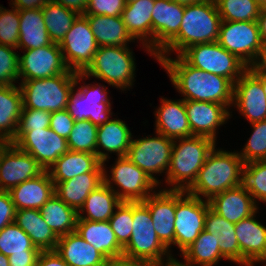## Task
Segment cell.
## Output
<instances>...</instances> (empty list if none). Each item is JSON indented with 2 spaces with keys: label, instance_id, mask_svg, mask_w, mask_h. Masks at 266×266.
<instances>
[{
  "label": "cell",
  "instance_id": "cell-49",
  "mask_svg": "<svg viewBox=\"0 0 266 266\" xmlns=\"http://www.w3.org/2000/svg\"><path fill=\"white\" fill-rule=\"evenodd\" d=\"M219 248L225 260L242 266H252L240 253L236 232H226L219 236Z\"/></svg>",
  "mask_w": 266,
  "mask_h": 266
},
{
  "label": "cell",
  "instance_id": "cell-60",
  "mask_svg": "<svg viewBox=\"0 0 266 266\" xmlns=\"http://www.w3.org/2000/svg\"><path fill=\"white\" fill-rule=\"evenodd\" d=\"M257 22L261 40L266 42V6L261 7Z\"/></svg>",
  "mask_w": 266,
  "mask_h": 266
},
{
  "label": "cell",
  "instance_id": "cell-15",
  "mask_svg": "<svg viewBox=\"0 0 266 266\" xmlns=\"http://www.w3.org/2000/svg\"><path fill=\"white\" fill-rule=\"evenodd\" d=\"M65 72L74 71L68 68L58 43L28 49L19 55V80L44 79Z\"/></svg>",
  "mask_w": 266,
  "mask_h": 266
},
{
  "label": "cell",
  "instance_id": "cell-30",
  "mask_svg": "<svg viewBox=\"0 0 266 266\" xmlns=\"http://www.w3.org/2000/svg\"><path fill=\"white\" fill-rule=\"evenodd\" d=\"M75 231L107 259L123 254V247L118 243L109 221L93 222L78 218Z\"/></svg>",
  "mask_w": 266,
  "mask_h": 266
},
{
  "label": "cell",
  "instance_id": "cell-50",
  "mask_svg": "<svg viewBox=\"0 0 266 266\" xmlns=\"http://www.w3.org/2000/svg\"><path fill=\"white\" fill-rule=\"evenodd\" d=\"M125 6L124 0H88L83 15L121 16Z\"/></svg>",
  "mask_w": 266,
  "mask_h": 266
},
{
  "label": "cell",
  "instance_id": "cell-39",
  "mask_svg": "<svg viewBox=\"0 0 266 266\" xmlns=\"http://www.w3.org/2000/svg\"><path fill=\"white\" fill-rule=\"evenodd\" d=\"M42 13L50 39L52 42L58 44L80 15L78 12L52 1L42 8Z\"/></svg>",
  "mask_w": 266,
  "mask_h": 266
},
{
  "label": "cell",
  "instance_id": "cell-55",
  "mask_svg": "<svg viewBox=\"0 0 266 266\" xmlns=\"http://www.w3.org/2000/svg\"><path fill=\"white\" fill-rule=\"evenodd\" d=\"M41 251H25V253L8 256L10 266H36Z\"/></svg>",
  "mask_w": 266,
  "mask_h": 266
},
{
  "label": "cell",
  "instance_id": "cell-5",
  "mask_svg": "<svg viewBox=\"0 0 266 266\" xmlns=\"http://www.w3.org/2000/svg\"><path fill=\"white\" fill-rule=\"evenodd\" d=\"M82 79L83 72H65L44 79L21 80L23 109L49 112L67 109L70 94Z\"/></svg>",
  "mask_w": 266,
  "mask_h": 266
},
{
  "label": "cell",
  "instance_id": "cell-53",
  "mask_svg": "<svg viewBox=\"0 0 266 266\" xmlns=\"http://www.w3.org/2000/svg\"><path fill=\"white\" fill-rule=\"evenodd\" d=\"M16 208L9 191L0 190V231L15 222Z\"/></svg>",
  "mask_w": 266,
  "mask_h": 266
},
{
  "label": "cell",
  "instance_id": "cell-4",
  "mask_svg": "<svg viewBox=\"0 0 266 266\" xmlns=\"http://www.w3.org/2000/svg\"><path fill=\"white\" fill-rule=\"evenodd\" d=\"M214 147L216 141L204 136L174 140L170 165L165 174V182L172 187L170 190L187 191Z\"/></svg>",
  "mask_w": 266,
  "mask_h": 266
},
{
  "label": "cell",
  "instance_id": "cell-44",
  "mask_svg": "<svg viewBox=\"0 0 266 266\" xmlns=\"http://www.w3.org/2000/svg\"><path fill=\"white\" fill-rule=\"evenodd\" d=\"M250 124L253 133L245 147L238 152L244 163L266 160V119Z\"/></svg>",
  "mask_w": 266,
  "mask_h": 266
},
{
  "label": "cell",
  "instance_id": "cell-3",
  "mask_svg": "<svg viewBox=\"0 0 266 266\" xmlns=\"http://www.w3.org/2000/svg\"><path fill=\"white\" fill-rule=\"evenodd\" d=\"M244 164L239 153L214 147L199 170L196 181L186 192L194 197H206L204 199L208 201L225 190L243 184Z\"/></svg>",
  "mask_w": 266,
  "mask_h": 266
},
{
  "label": "cell",
  "instance_id": "cell-36",
  "mask_svg": "<svg viewBox=\"0 0 266 266\" xmlns=\"http://www.w3.org/2000/svg\"><path fill=\"white\" fill-rule=\"evenodd\" d=\"M121 202L116 193L103 182L86 198L78 211V218L93 222L109 221ZM84 213L85 216L82 215Z\"/></svg>",
  "mask_w": 266,
  "mask_h": 266
},
{
  "label": "cell",
  "instance_id": "cell-62",
  "mask_svg": "<svg viewBox=\"0 0 266 266\" xmlns=\"http://www.w3.org/2000/svg\"><path fill=\"white\" fill-rule=\"evenodd\" d=\"M158 266H186V265L176 260V258H173L172 260L168 262L159 263Z\"/></svg>",
  "mask_w": 266,
  "mask_h": 266
},
{
  "label": "cell",
  "instance_id": "cell-43",
  "mask_svg": "<svg viewBox=\"0 0 266 266\" xmlns=\"http://www.w3.org/2000/svg\"><path fill=\"white\" fill-rule=\"evenodd\" d=\"M243 185L256 203L257 200L266 203V160L244 164Z\"/></svg>",
  "mask_w": 266,
  "mask_h": 266
},
{
  "label": "cell",
  "instance_id": "cell-46",
  "mask_svg": "<svg viewBox=\"0 0 266 266\" xmlns=\"http://www.w3.org/2000/svg\"><path fill=\"white\" fill-rule=\"evenodd\" d=\"M0 7V44L13 48L18 47L20 18L15 7Z\"/></svg>",
  "mask_w": 266,
  "mask_h": 266
},
{
  "label": "cell",
  "instance_id": "cell-27",
  "mask_svg": "<svg viewBox=\"0 0 266 266\" xmlns=\"http://www.w3.org/2000/svg\"><path fill=\"white\" fill-rule=\"evenodd\" d=\"M155 0H137L127 4L121 17L131 37L142 42L148 53L152 54V10Z\"/></svg>",
  "mask_w": 266,
  "mask_h": 266
},
{
  "label": "cell",
  "instance_id": "cell-52",
  "mask_svg": "<svg viewBox=\"0 0 266 266\" xmlns=\"http://www.w3.org/2000/svg\"><path fill=\"white\" fill-rule=\"evenodd\" d=\"M74 123L75 120L71 117L67 109L51 112L49 128L65 139L69 137Z\"/></svg>",
  "mask_w": 266,
  "mask_h": 266
},
{
  "label": "cell",
  "instance_id": "cell-21",
  "mask_svg": "<svg viewBox=\"0 0 266 266\" xmlns=\"http://www.w3.org/2000/svg\"><path fill=\"white\" fill-rule=\"evenodd\" d=\"M184 104L192 135L217 140L216 130L230 119L229 109L207 101L184 100Z\"/></svg>",
  "mask_w": 266,
  "mask_h": 266
},
{
  "label": "cell",
  "instance_id": "cell-9",
  "mask_svg": "<svg viewBox=\"0 0 266 266\" xmlns=\"http://www.w3.org/2000/svg\"><path fill=\"white\" fill-rule=\"evenodd\" d=\"M105 169L104 166V183L116 193L122 202H142L154 193L155 187L158 186L126 156L117 158L110 171L112 175H107ZM113 184L117 185L121 191L114 189Z\"/></svg>",
  "mask_w": 266,
  "mask_h": 266
},
{
  "label": "cell",
  "instance_id": "cell-2",
  "mask_svg": "<svg viewBox=\"0 0 266 266\" xmlns=\"http://www.w3.org/2000/svg\"><path fill=\"white\" fill-rule=\"evenodd\" d=\"M221 21L215 0L185 5L178 35L156 57H168L173 51L180 55L189 46L216 42Z\"/></svg>",
  "mask_w": 266,
  "mask_h": 266
},
{
  "label": "cell",
  "instance_id": "cell-58",
  "mask_svg": "<svg viewBox=\"0 0 266 266\" xmlns=\"http://www.w3.org/2000/svg\"><path fill=\"white\" fill-rule=\"evenodd\" d=\"M52 2L61 4L62 6L72 9L79 14H84L88 6V0H52Z\"/></svg>",
  "mask_w": 266,
  "mask_h": 266
},
{
  "label": "cell",
  "instance_id": "cell-65",
  "mask_svg": "<svg viewBox=\"0 0 266 266\" xmlns=\"http://www.w3.org/2000/svg\"><path fill=\"white\" fill-rule=\"evenodd\" d=\"M7 143H8V142H6V141L0 140V152H1V149H2Z\"/></svg>",
  "mask_w": 266,
  "mask_h": 266
},
{
  "label": "cell",
  "instance_id": "cell-20",
  "mask_svg": "<svg viewBox=\"0 0 266 266\" xmlns=\"http://www.w3.org/2000/svg\"><path fill=\"white\" fill-rule=\"evenodd\" d=\"M142 202L149 208L159 240L171 252V245H175L176 190L155 191Z\"/></svg>",
  "mask_w": 266,
  "mask_h": 266
},
{
  "label": "cell",
  "instance_id": "cell-17",
  "mask_svg": "<svg viewBox=\"0 0 266 266\" xmlns=\"http://www.w3.org/2000/svg\"><path fill=\"white\" fill-rule=\"evenodd\" d=\"M44 168L28 153L7 143L0 152V190L10 191L20 183L38 177Z\"/></svg>",
  "mask_w": 266,
  "mask_h": 266
},
{
  "label": "cell",
  "instance_id": "cell-34",
  "mask_svg": "<svg viewBox=\"0 0 266 266\" xmlns=\"http://www.w3.org/2000/svg\"><path fill=\"white\" fill-rule=\"evenodd\" d=\"M99 47L127 46L135 42L127 32L121 16L84 15Z\"/></svg>",
  "mask_w": 266,
  "mask_h": 266
},
{
  "label": "cell",
  "instance_id": "cell-45",
  "mask_svg": "<svg viewBox=\"0 0 266 266\" xmlns=\"http://www.w3.org/2000/svg\"><path fill=\"white\" fill-rule=\"evenodd\" d=\"M109 223L118 243L124 248L128 244L133 230V202H121L109 218Z\"/></svg>",
  "mask_w": 266,
  "mask_h": 266
},
{
  "label": "cell",
  "instance_id": "cell-28",
  "mask_svg": "<svg viewBox=\"0 0 266 266\" xmlns=\"http://www.w3.org/2000/svg\"><path fill=\"white\" fill-rule=\"evenodd\" d=\"M54 185L88 172H104L96 154L68 150L47 170Z\"/></svg>",
  "mask_w": 266,
  "mask_h": 266
},
{
  "label": "cell",
  "instance_id": "cell-1",
  "mask_svg": "<svg viewBox=\"0 0 266 266\" xmlns=\"http://www.w3.org/2000/svg\"><path fill=\"white\" fill-rule=\"evenodd\" d=\"M166 69L168 76L184 100L207 101L225 105L233 104L234 84L220 75L208 73L189 65L180 55L155 57Z\"/></svg>",
  "mask_w": 266,
  "mask_h": 266
},
{
  "label": "cell",
  "instance_id": "cell-61",
  "mask_svg": "<svg viewBox=\"0 0 266 266\" xmlns=\"http://www.w3.org/2000/svg\"><path fill=\"white\" fill-rule=\"evenodd\" d=\"M260 81L266 95V74L262 72H252Z\"/></svg>",
  "mask_w": 266,
  "mask_h": 266
},
{
  "label": "cell",
  "instance_id": "cell-63",
  "mask_svg": "<svg viewBox=\"0 0 266 266\" xmlns=\"http://www.w3.org/2000/svg\"><path fill=\"white\" fill-rule=\"evenodd\" d=\"M172 2L179 3L182 5H190V4H196L200 3L206 0H171Z\"/></svg>",
  "mask_w": 266,
  "mask_h": 266
},
{
  "label": "cell",
  "instance_id": "cell-32",
  "mask_svg": "<svg viewBox=\"0 0 266 266\" xmlns=\"http://www.w3.org/2000/svg\"><path fill=\"white\" fill-rule=\"evenodd\" d=\"M15 223L40 251H54L58 237L43 219L39 209L16 210Z\"/></svg>",
  "mask_w": 266,
  "mask_h": 266
},
{
  "label": "cell",
  "instance_id": "cell-7",
  "mask_svg": "<svg viewBox=\"0 0 266 266\" xmlns=\"http://www.w3.org/2000/svg\"><path fill=\"white\" fill-rule=\"evenodd\" d=\"M132 229L131 238L123 248L124 255L158 264L164 263L165 260L168 262L174 258L159 240L149 208L143 202H133ZM165 256L167 259H165Z\"/></svg>",
  "mask_w": 266,
  "mask_h": 266
},
{
  "label": "cell",
  "instance_id": "cell-42",
  "mask_svg": "<svg viewBox=\"0 0 266 266\" xmlns=\"http://www.w3.org/2000/svg\"><path fill=\"white\" fill-rule=\"evenodd\" d=\"M98 127L89 120L75 121L67 138L68 149L75 152L96 154Z\"/></svg>",
  "mask_w": 266,
  "mask_h": 266
},
{
  "label": "cell",
  "instance_id": "cell-13",
  "mask_svg": "<svg viewBox=\"0 0 266 266\" xmlns=\"http://www.w3.org/2000/svg\"><path fill=\"white\" fill-rule=\"evenodd\" d=\"M108 88L100 84L78 86L69 97L67 110L75 121L89 120L92 124L101 126L112 116ZM76 91V92H75Z\"/></svg>",
  "mask_w": 266,
  "mask_h": 266
},
{
  "label": "cell",
  "instance_id": "cell-35",
  "mask_svg": "<svg viewBox=\"0 0 266 266\" xmlns=\"http://www.w3.org/2000/svg\"><path fill=\"white\" fill-rule=\"evenodd\" d=\"M20 18L17 49H37L52 42L46 30L42 9L18 10Z\"/></svg>",
  "mask_w": 266,
  "mask_h": 266
},
{
  "label": "cell",
  "instance_id": "cell-64",
  "mask_svg": "<svg viewBox=\"0 0 266 266\" xmlns=\"http://www.w3.org/2000/svg\"><path fill=\"white\" fill-rule=\"evenodd\" d=\"M0 266H10L8 261V256L0 253Z\"/></svg>",
  "mask_w": 266,
  "mask_h": 266
},
{
  "label": "cell",
  "instance_id": "cell-40",
  "mask_svg": "<svg viewBox=\"0 0 266 266\" xmlns=\"http://www.w3.org/2000/svg\"><path fill=\"white\" fill-rule=\"evenodd\" d=\"M222 21H257L259 0H215Z\"/></svg>",
  "mask_w": 266,
  "mask_h": 266
},
{
  "label": "cell",
  "instance_id": "cell-25",
  "mask_svg": "<svg viewBox=\"0 0 266 266\" xmlns=\"http://www.w3.org/2000/svg\"><path fill=\"white\" fill-rule=\"evenodd\" d=\"M16 210L41 209L55 194V185L45 170L36 178L26 180L9 191Z\"/></svg>",
  "mask_w": 266,
  "mask_h": 266
},
{
  "label": "cell",
  "instance_id": "cell-67",
  "mask_svg": "<svg viewBox=\"0 0 266 266\" xmlns=\"http://www.w3.org/2000/svg\"><path fill=\"white\" fill-rule=\"evenodd\" d=\"M124 1H125L126 5H127V4H130L131 2H134V1H137V0H124Z\"/></svg>",
  "mask_w": 266,
  "mask_h": 266
},
{
  "label": "cell",
  "instance_id": "cell-51",
  "mask_svg": "<svg viewBox=\"0 0 266 266\" xmlns=\"http://www.w3.org/2000/svg\"><path fill=\"white\" fill-rule=\"evenodd\" d=\"M204 230L217 237L221 236L222 233L236 232L235 224L227 221L225 218L214 212L210 207L205 216V227Z\"/></svg>",
  "mask_w": 266,
  "mask_h": 266
},
{
  "label": "cell",
  "instance_id": "cell-33",
  "mask_svg": "<svg viewBox=\"0 0 266 266\" xmlns=\"http://www.w3.org/2000/svg\"><path fill=\"white\" fill-rule=\"evenodd\" d=\"M22 109L20 87L0 85V140L10 142L14 138Z\"/></svg>",
  "mask_w": 266,
  "mask_h": 266
},
{
  "label": "cell",
  "instance_id": "cell-19",
  "mask_svg": "<svg viewBox=\"0 0 266 266\" xmlns=\"http://www.w3.org/2000/svg\"><path fill=\"white\" fill-rule=\"evenodd\" d=\"M233 105L249 123L266 119V95L261 81L249 69L234 83Z\"/></svg>",
  "mask_w": 266,
  "mask_h": 266
},
{
  "label": "cell",
  "instance_id": "cell-8",
  "mask_svg": "<svg viewBox=\"0 0 266 266\" xmlns=\"http://www.w3.org/2000/svg\"><path fill=\"white\" fill-rule=\"evenodd\" d=\"M180 56L192 67L228 78L233 84L248 69L217 41L189 46Z\"/></svg>",
  "mask_w": 266,
  "mask_h": 266
},
{
  "label": "cell",
  "instance_id": "cell-12",
  "mask_svg": "<svg viewBox=\"0 0 266 266\" xmlns=\"http://www.w3.org/2000/svg\"><path fill=\"white\" fill-rule=\"evenodd\" d=\"M153 137H143L132 139L126 157L141 168L153 181L161 185L159 180L154 177L156 173H167L174 140L155 132Z\"/></svg>",
  "mask_w": 266,
  "mask_h": 266
},
{
  "label": "cell",
  "instance_id": "cell-31",
  "mask_svg": "<svg viewBox=\"0 0 266 266\" xmlns=\"http://www.w3.org/2000/svg\"><path fill=\"white\" fill-rule=\"evenodd\" d=\"M104 172H88L55 185V194L77 212L83 206L89 194L100 186Z\"/></svg>",
  "mask_w": 266,
  "mask_h": 266
},
{
  "label": "cell",
  "instance_id": "cell-57",
  "mask_svg": "<svg viewBox=\"0 0 266 266\" xmlns=\"http://www.w3.org/2000/svg\"><path fill=\"white\" fill-rule=\"evenodd\" d=\"M52 0H11L10 3L17 10L26 9H42L47 3Z\"/></svg>",
  "mask_w": 266,
  "mask_h": 266
},
{
  "label": "cell",
  "instance_id": "cell-66",
  "mask_svg": "<svg viewBox=\"0 0 266 266\" xmlns=\"http://www.w3.org/2000/svg\"><path fill=\"white\" fill-rule=\"evenodd\" d=\"M259 3L262 7L266 6V0H259Z\"/></svg>",
  "mask_w": 266,
  "mask_h": 266
},
{
  "label": "cell",
  "instance_id": "cell-10",
  "mask_svg": "<svg viewBox=\"0 0 266 266\" xmlns=\"http://www.w3.org/2000/svg\"><path fill=\"white\" fill-rule=\"evenodd\" d=\"M209 201L176 190L175 245L182 253L204 230Z\"/></svg>",
  "mask_w": 266,
  "mask_h": 266
},
{
  "label": "cell",
  "instance_id": "cell-11",
  "mask_svg": "<svg viewBox=\"0 0 266 266\" xmlns=\"http://www.w3.org/2000/svg\"><path fill=\"white\" fill-rule=\"evenodd\" d=\"M217 42L247 67L254 64L263 43L257 21H221Z\"/></svg>",
  "mask_w": 266,
  "mask_h": 266
},
{
  "label": "cell",
  "instance_id": "cell-18",
  "mask_svg": "<svg viewBox=\"0 0 266 266\" xmlns=\"http://www.w3.org/2000/svg\"><path fill=\"white\" fill-rule=\"evenodd\" d=\"M185 5L155 0L152 10V54L156 57L177 35Z\"/></svg>",
  "mask_w": 266,
  "mask_h": 266
},
{
  "label": "cell",
  "instance_id": "cell-47",
  "mask_svg": "<svg viewBox=\"0 0 266 266\" xmlns=\"http://www.w3.org/2000/svg\"><path fill=\"white\" fill-rule=\"evenodd\" d=\"M51 112L38 109H22L17 132L9 142L13 144L24 132L34 129H44L50 126Z\"/></svg>",
  "mask_w": 266,
  "mask_h": 266
},
{
  "label": "cell",
  "instance_id": "cell-41",
  "mask_svg": "<svg viewBox=\"0 0 266 266\" xmlns=\"http://www.w3.org/2000/svg\"><path fill=\"white\" fill-rule=\"evenodd\" d=\"M25 251H40L31 238L15 223H10L0 231V253L5 256L25 253Z\"/></svg>",
  "mask_w": 266,
  "mask_h": 266
},
{
  "label": "cell",
  "instance_id": "cell-48",
  "mask_svg": "<svg viewBox=\"0 0 266 266\" xmlns=\"http://www.w3.org/2000/svg\"><path fill=\"white\" fill-rule=\"evenodd\" d=\"M16 49L0 44V85H14L19 79V54L14 52Z\"/></svg>",
  "mask_w": 266,
  "mask_h": 266
},
{
  "label": "cell",
  "instance_id": "cell-54",
  "mask_svg": "<svg viewBox=\"0 0 266 266\" xmlns=\"http://www.w3.org/2000/svg\"><path fill=\"white\" fill-rule=\"evenodd\" d=\"M104 266H158V263L143 259H135L122 254L107 259Z\"/></svg>",
  "mask_w": 266,
  "mask_h": 266
},
{
  "label": "cell",
  "instance_id": "cell-14",
  "mask_svg": "<svg viewBox=\"0 0 266 266\" xmlns=\"http://www.w3.org/2000/svg\"><path fill=\"white\" fill-rule=\"evenodd\" d=\"M59 47L68 68L74 72H84L92 63L99 46L83 14L76 18Z\"/></svg>",
  "mask_w": 266,
  "mask_h": 266
},
{
  "label": "cell",
  "instance_id": "cell-24",
  "mask_svg": "<svg viewBox=\"0 0 266 266\" xmlns=\"http://www.w3.org/2000/svg\"><path fill=\"white\" fill-rule=\"evenodd\" d=\"M161 105L155 111V132L176 140L193 136L186 114L184 99L169 100L161 98Z\"/></svg>",
  "mask_w": 266,
  "mask_h": 266
},
{
  "label": "cell",
  "instance_id": "cell-22",
  "mask_svg": "<svg viewBox=\"0 0 266 266\" xmlns=\"http://www.w3.org/2000/svg\"><path fill=\"white\" fill-rule=\"evenodd\" d=\"M210 208L234 224L257 213L258 206L243 184L213 196Z\"/></svg>",
  "mask_w": 266,
  "mask_h": 266
},
{
  "label": "cell",
  "instance_id": "cell-26",
  "mask_svg": "<svg viewBox=\"0 0 266 266\" xmlns=\"http://www.w3.org/2000/svg\"><path fill=\"white\" fill-rule=\"evenodd\" d=\"M132 138L130 129L121 119H110L98 126L96 155L103 166H106L105 162L108 161L109 153H117L118 157L126 156Z\"/></svg>",
  "mask_w": 266,
  "mask_h": 266
},
{
  "label": "cell",
  "instance_id": "cell-38",
  "mask_svg": "<svg viewBox=\"0 0 266 266\" xmlns=\"http://www.w3.org/2000/svg\"><path fill=\"white\" fill-rule=\"evenodd\" d=\"M219 237L203 230L196 240L182 252L186 266H214L225 259L219 248Z\"/></svg>",
  "mask_w": 266,
  "mask_h": 266
},
{
  "label": "cell",
  "instance_id": "cell-59",
  "mask_svg": "<svg viewBox=\"0 0 266 266\" xmlns=\"http://www.w3.org/2000/svg\"><path fill=\"white\" fill-rule=\"evenodd\" d=\"M251 72H262L266 74V42L262 43L260 53L251 67H248Z\"/></svg>",
  "mask_w": 266,
  "mask_h": 266
},
{
  "label": "cell",
  "instance_id": "cell-37",
  "mask_svg": "<svg viewBox=\"0 0 266 266\" xmlns=\"http://www.w3.org/2000/svg\"><path fill=\"white\" fill-rule=\"evenodd\" d=\"M41 215L59 238L76 230L78 212L54 194L40 209Z\"/></svg>",
  "mask_w": 266,
  "mask_h": 266
},
{
  "label": "cell",
  "instance_id": "cell-6",
  "mask_svg": "<svg viewBox=\"0 0 266 266\" xmlns=\"http://www.w3.org/2000/svg\"><path fill=\"white\" fill-rule=\"evenodd\" d=\"M128 46L98 47L92 63L83 72L121 90L132 87L135 76V58Z\"/></svg>",
  "mask_w": 266,
  "mask_h": 266
},
{
  "label": "cell",
  "instance_id": "cell-16",
  "mask_svg": "<svg viewBox=\"0 0 266 266\" xmlns=\"http://www.w3.org/2000/svg\"><path fill=\"white\" fill-rule=\"evenodd\" d=\"M13 144L21 151L30 154L44 170H48L69 150L67 139L49 127L26 131Z\"/></svg>",
  "mask_w": 266,
  "mask_h": 266
},
{
  "label": "cell",
  "instance_id": "cell-56",
  "mask_svg": "<svg viewBox=\"0 0 266 266\" xmlns=\"http://www.w3.org/2000/svg\"><path fill=\"white\" fill-rule=\"evenodd\" d=\"M36 266H69L59 255L54 251H41Z\"/></svg>",
  "mask_w": 266,
  "mask_h": 266
},
{
  "label": "cell",
  "instance_id": "cell-23",
  "mask_svg": "<svg viewBox=\"0 0 266 266\" xmlns=\"http://www.w3.org/2000/svg\"><path fill=\"white\" fill-rule=\"evenodd\" d=\"M255 214L235 224L240 253L252 266L266 262V226L255 219Z\"/></svg>",
  "mask_w": 266,
  "mask_h": 266
},
{
  "label": "cell",
  "instance_id": "cell-29",
  "mask_svg": "<svg viewBox=\"0 0 266 266\" xmlns=\"http://www.w3.org/2000/svg\"><path fill=\"white\" fill-rule=\"evenodd\" d=\"M55 251L69 266H104L107 260L76 231L59 237Z\"/></svg>",
  "mask_w": 266,
  "mask_h": 266
}]
</instances>
